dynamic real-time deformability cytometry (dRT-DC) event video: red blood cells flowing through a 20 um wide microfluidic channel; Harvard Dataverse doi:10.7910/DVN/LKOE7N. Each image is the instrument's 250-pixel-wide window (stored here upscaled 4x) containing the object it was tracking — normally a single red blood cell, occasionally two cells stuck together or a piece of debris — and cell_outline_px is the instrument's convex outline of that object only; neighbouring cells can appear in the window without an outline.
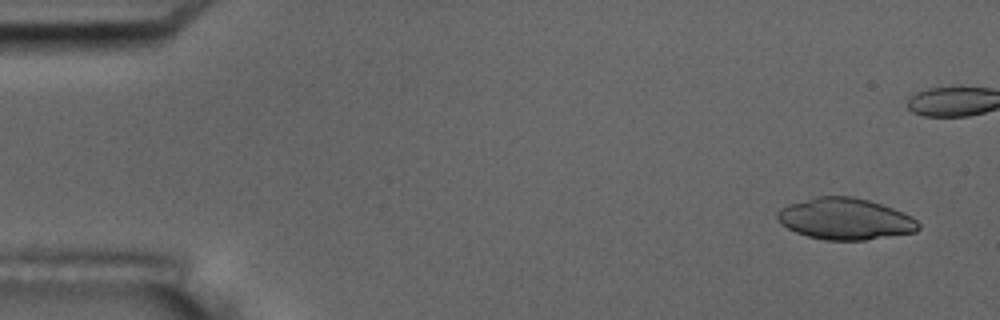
{"species": "common noctule bat (a hibernating species)", "species_latin": "Nyctalus noctula", "temperature_condition": "room temperature", "stored_images_in_passage": 7, "camera_frame_rate_fps": 3000, "um_per_image_px": 0.085, "animal": {"sex": "male", "body_mass_g": 17.5, "forearm_length_mm": 52.3}, "frame": {"image": 1, "passage_image": 1, "time_ms": 0.0, "image_size_px": [1000, 320], "cell_outline_px": [[920, 228], [916, 232], [864, 240], [824, 240], [808, 236], [796, 232], [780, 224], [776, 220], [776, 212], [780, 208], [788, 204], [816, 196], [852, 196], [868, 200], [892, 208], [912, 216], [920, 224]], "centroid_in_image_um": [71.81, 18.6], "position_along_channel_um": 13.2, "area_um2": 34.22}}